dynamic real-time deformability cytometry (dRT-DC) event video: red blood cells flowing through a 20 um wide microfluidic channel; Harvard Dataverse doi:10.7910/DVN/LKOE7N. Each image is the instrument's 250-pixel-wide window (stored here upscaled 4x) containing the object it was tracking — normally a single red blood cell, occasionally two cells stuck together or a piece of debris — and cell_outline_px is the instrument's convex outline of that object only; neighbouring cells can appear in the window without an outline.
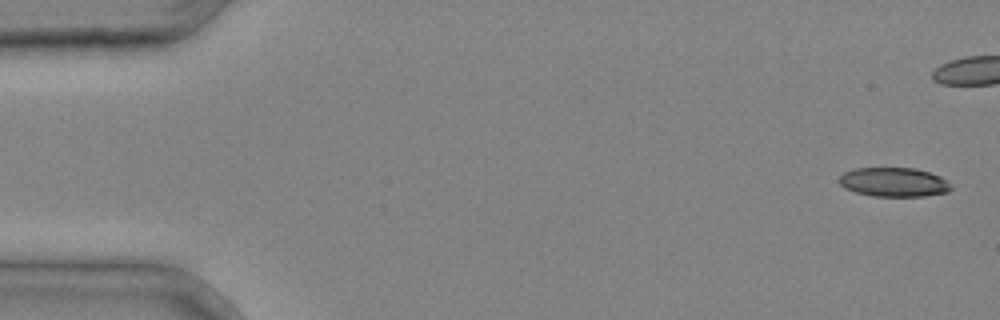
{"species": "common noctule bat (a hibernating species)", "species_latin": "Nyctalus noctula", "temperature_condition": "cold", "stored_images_in_passage": 6, "camera_frame_rate_fps": 3000, "um_per_image_px": 0.085, "animal": {"sex": "male", "body_mass_g": 20.4}, "frame": {"image": 1, "passage_image": 1, "time_ms": 0.0, "image_size_px": [1000, 320], "cell_outline_px": [[952, 188], [948, 192], [924, 196], [872, 196], [856, 192], [844, 188], [836, 180], [844, 172], [856, 168], [916, 168], [940, 176]], "centroid_in_image_um": [75.93, 15.48], "position_along_channel_um": 9.1, "area_um2": 18.96}}
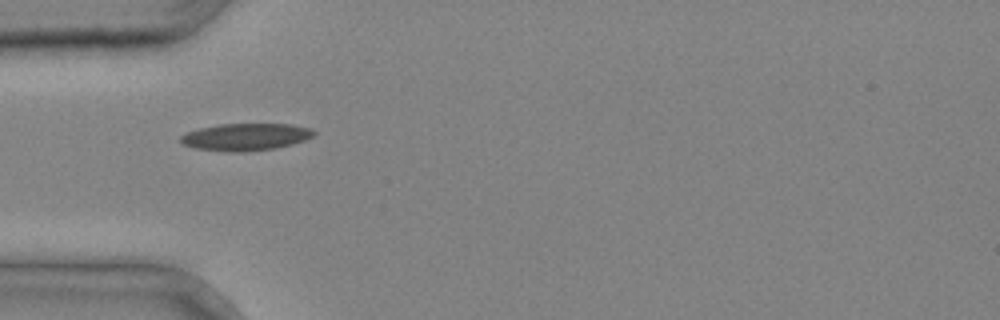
{"frame": {"image": 2, "passage_image": 5, "time_ms": 1.333, "image_size_px": [1000, 320], "cell_outline_px": [[316, 136], [292, 144], [276, 148], [244, 152], [224, 152], [196, 148], [180, 144], [180, 136], [188, 132], [200, 128], [220, 124], [292, 124], [312, 128], [316, 132]], "centroid_in_image_um": [20.9, 11.64], "position_along_channel_um": 64.1, "area_um2": 21.33}}